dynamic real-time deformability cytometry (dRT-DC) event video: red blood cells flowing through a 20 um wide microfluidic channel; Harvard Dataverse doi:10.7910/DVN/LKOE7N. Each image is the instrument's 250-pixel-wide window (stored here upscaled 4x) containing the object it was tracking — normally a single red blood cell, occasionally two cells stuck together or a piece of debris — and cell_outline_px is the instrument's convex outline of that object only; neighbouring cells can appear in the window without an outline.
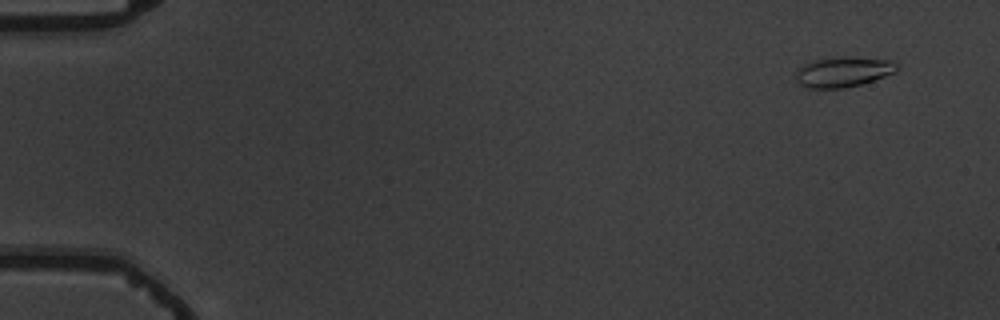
{"species": "common noctule bat (a hibernating species)", "species_latin": "Nyctalus noctula", "temperature_condition": "warm", "stored_images_in_passage": 4, "camera_frame_rate_fps": 3000, "um_per_image_px": 0.085, "animal": {"sex": "male", "body_mass_g": 19.5, "forearm_length_mm": 54.6}, "frame": {"image": 1, "passage_image": 1, "time_ms": 0.0, "image_size_px": [1000, 320], "cell_outline_px": [[896, 72], [860, 84], [844, 88], [808, 88], [800, 84], [796, 80], [796, 68], [804, 64], [816, 60], [832, 56], [848, 56], [888, 60], [896, 64]], "centroid_in_image_um": [71.61, 6.1], "position_along_channel_um": 13.4, "area_um2": 17.74}}